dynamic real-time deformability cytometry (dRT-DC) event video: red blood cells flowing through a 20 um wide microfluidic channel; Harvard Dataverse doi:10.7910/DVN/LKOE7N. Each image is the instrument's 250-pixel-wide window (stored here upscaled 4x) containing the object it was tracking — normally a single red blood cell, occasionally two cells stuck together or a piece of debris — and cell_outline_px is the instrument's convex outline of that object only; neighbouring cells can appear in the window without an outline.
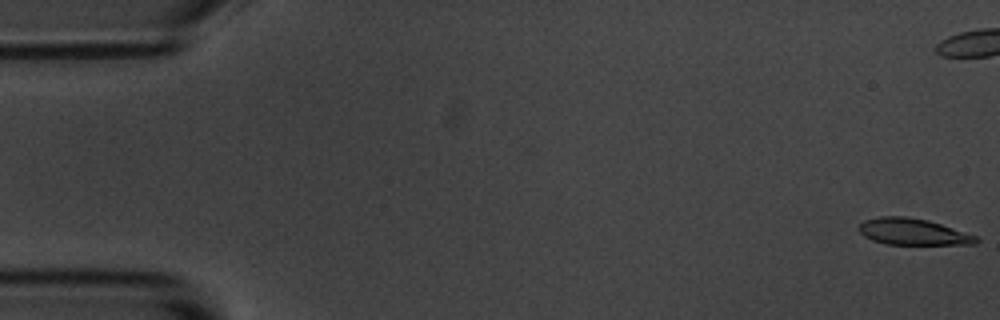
{"species": "common noctule bat (a hibernating species)", "species_latin": "Nyctalus noctula", "temperature_condition": "room temperature", "stored_images_in_passage": 56, "camera_frame_rate_fps": 3000, "um_per_image_px": 0.085, "animal": {"sex": "male", "body_mass_g": 20.1, "forearm_length_mm": 53.5}, "frame": {"image": 1, "passage_image": 1, "time_ms": 0.0, "image_size_px": [1000, 320], "cell_outline_px": [[980, 240], [976, 244], [884, 244], [872, 240], [864, 236], [856, 228], [864, 220], [880, 216], [904, 216], [928, 220], [976, 236]], "centroid_in_image_um": [77.55, 19.7], "position_along_channel_um": 7.5, "area_um2": 17.98}}
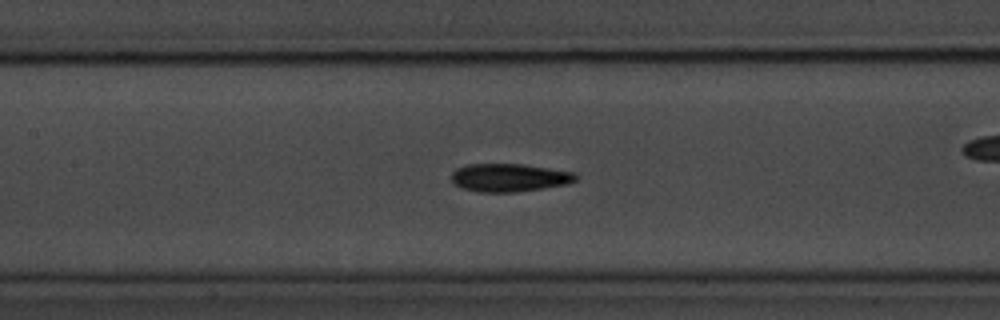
{"frame": {"image": 2, "passage_image": 25, "time_ms": 8.0, "image_size_px": [1000, 320], "cell_outline_px": [[580, 176], [576, 180], [568, 184], [544, 188], [516, 192], [476, 192], [460, 188], [452, 180], [452, 172], [456, 168], [468, 164], [524, 164], [576, 172]], "centroid_in_image_um": [43.32, 15.1], "position_along_channel_um": 164.1, "area_um2": 20.63}}
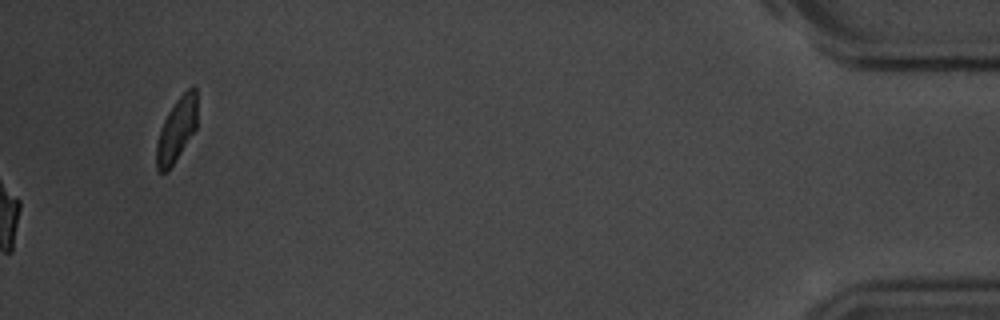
{"frame": {"image": 3, "passage_image": 56, "time_ms": 18.333, "image_size_px": [1000, 320], "cell_outline_px": [[196, 128], [168, 172], [160, 172], [156, 168], [156, 144], [160, 128], [168, 112], [176, 100], [192, 84], [196, 88]], "centroid_in_image_um": [14.99, 11.03], "position_along_channel_um": 420.2, "area_um2": 15.09}, "authors_computed_cell_mechanics": {"area_um2": 19.4497, "velocity_mm_per_s": 3.6596, "shape_relaxation_time_tau1_ms": 3.2147, "shape_relaxation_time_tau2_ms": 2.3881, "deformation_change_tau1": 0.1549, "deformation_change_tau2": 0.0949}}